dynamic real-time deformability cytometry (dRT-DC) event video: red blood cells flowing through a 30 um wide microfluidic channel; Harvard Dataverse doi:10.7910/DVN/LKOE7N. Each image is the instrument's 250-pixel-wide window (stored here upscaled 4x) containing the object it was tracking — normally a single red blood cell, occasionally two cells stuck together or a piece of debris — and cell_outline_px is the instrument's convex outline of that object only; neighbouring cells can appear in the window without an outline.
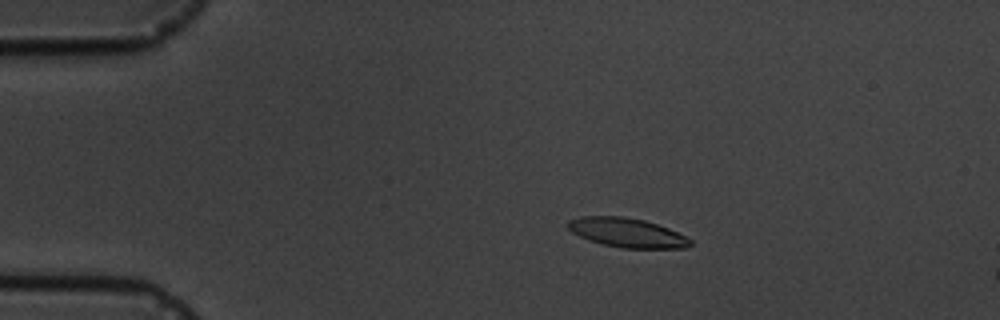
{"species": "common noctule bat (a hibernating species)", "species_latin": "Nyctalus noctula", "temperature_condition": "cold", "stored_images_in_passage": 5, "camera_frame_rate_fps": 3000, "um_per_image_px": 0.085, "animal": {"sex": "male", "body_mass_g": 19.5, "forearm_length_mm": 54.6}, "frame": {"image": 1, "passage_image": 3, "time_ms": 2.333, "image_size_px": [1000, 320], "cell_outline_px": [[692, 244], [688, 248], [620, 248], [600, 244], [588, 240], [572, 232], [568, 228], [568, 220], [580, 216], [624, 216], [644, 220], [668, 228], [692, 240]], "centroid_in_image_um": [53.28, 19.78], "position_along_channel_um": 31.7, "area_um2": 20.92}}